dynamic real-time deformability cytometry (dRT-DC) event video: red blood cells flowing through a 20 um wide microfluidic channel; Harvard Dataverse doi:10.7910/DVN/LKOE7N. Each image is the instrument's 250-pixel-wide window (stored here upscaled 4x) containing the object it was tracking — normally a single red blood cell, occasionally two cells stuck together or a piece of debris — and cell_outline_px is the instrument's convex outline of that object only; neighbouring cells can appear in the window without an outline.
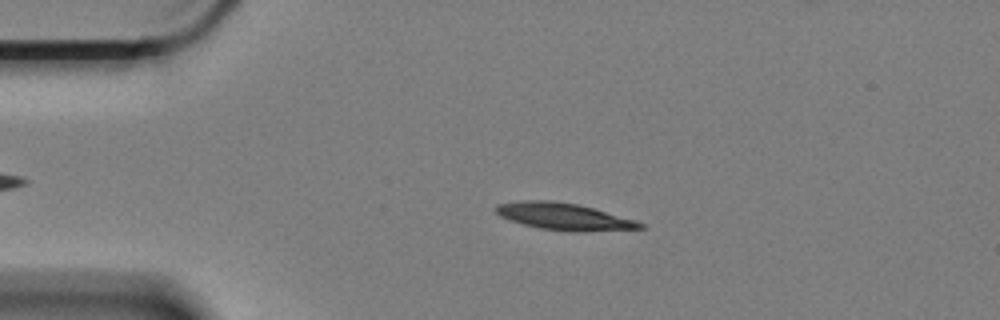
{"species": "Egyptian fruit bat (a non-hibernating species)", "species_latin": "Rousettus aegyptiacus", "temperature_condition": "cold", "stored_images_in_passage": 59, "camera_frame_rate_fps": 3000, "um_per_image_px": 0.085, "animal": {"sex": "female"}, "frame": {"image": 1, "passage_image": 12, "time_ms": 3.667, "image_size_px": [1000, 320], "cell_outline_px": [[644, 228], [584, 232], [568, 232], [540, 228], [508, 220], [500, 216], [492, 208], [496, 204], [520, 200], [552, 200], [576, 204], [592, 208], [636, 220], [644, 224]], "centroid_in_image_um": [47.88, 18.4], "position_along_channel_um": 37.1, "area_um2": 22.77}}
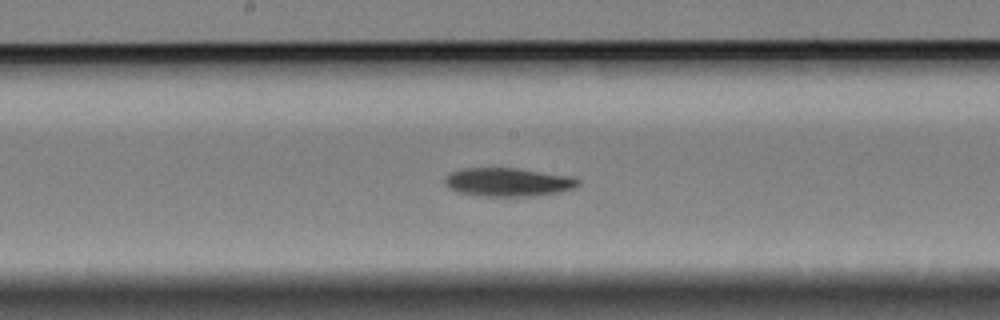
{"frame": {"image": 2, "passage_image": 30, "time_ms": 9.667, "image_size_px": [1000, 320], "cell_outline_px": [[580, 184], [576, 188], [560, 192], [532, 196], [480, 196], [460, 192], [448, 188], [444, 184], [444, 180], [448, 172], [460, 168], [516, 168], [572, 176], [580, 180]], "centroid_in_image_um": [43.18, 15.47], "position_along_channel_um": 205.0, "area_um2": 22.43}}
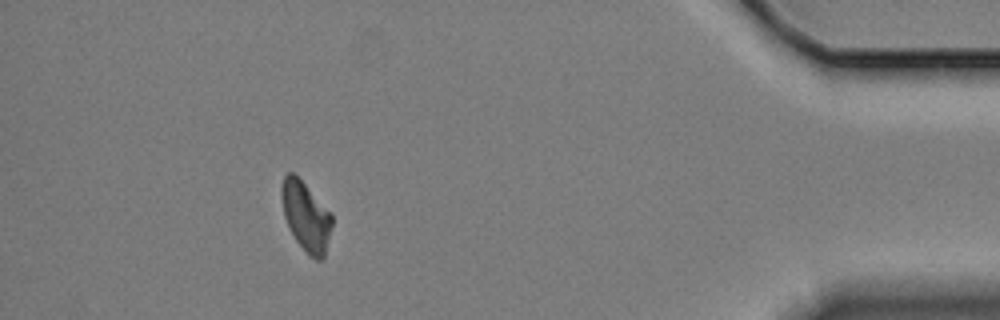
{"frame": {"image": 3, "passage_image": 53, "time_ms": 17.333, "image_size_px": [1000, 320], "cell_outline_px": [[332, 224], [324, 256], [320, 260], [316, 260], [308, 256], [296, 240], [284, 216], [280, 196], [280, 188], [284, 176], [288, 172], [292, 172], [304, 184], [332, 216]], "centroid_in_image_um": [25.97, 18.41], "position_along_channel_um": 409.2, "area_um2": 19.83}, "authors_computed_cell_mechanics": {"area_um2": 21.8484, "velocity_mm_per_s": 3.3519, "shape_relaxation_time_tau1_ms": 5.9246, "shape_relaxation_time_tau2_ms": null, "deformation_change_tau1": 0.1639, "deformation_change_tau2": null}}